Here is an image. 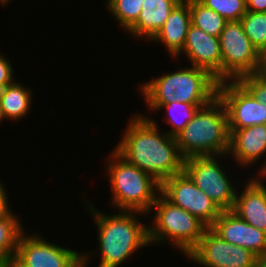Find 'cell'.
I'll use <instances>...</instances> for the list:
<instances>
[{
	"instance_id": "cell-1",
	"label": "cell",
	"mask_w": 266,
	"mask_h": 267,
	"mask_svg": "<svg viewBox=\"0 0 266 267\" xmlns=\"http://www.w3.org/2000/svg\"><path fill=\"white\" fill-rule=\"evenodd\" d=\"M131 115L114 149L160 184L184 172L185 158L180 153L176 137L161 130L155 118L140 112Z\"/></svg>"
},
{
	"instance_id": "cell-2",
	"label": "cell",
	"mask_w": 266,
	"mask_h": 267,
	"mask_svg": "<svg viewBox=\"0 0 266 267\" xmlns=\"http://www.w3.org/2000/svg\"><path fill=\"white\" fill-rule=\"evenodd\" d=\"M83 201L86 212L93 217L97 229L100 260L96 267H119L136 251L150 246L148 224L139 220L143 218L142 215L144 218L148 217L146 213L118 210L117 214H107L97 209L89 200Z\"/></svg>"
},
{
	"instance_id": "cell-3",
	"label": "cell",
	"mask_w": 266,
	"mask_h": 267,
	"mask_svg": "<svg viewBox=\"0 0 266 267\" xmlns=\"http://www.w3.org/2000/svg\"><path fill=\"white\" fill-rule=\"evenodd\" d=\"M218 83L203 68L179 66V69L163 72L137 87L148 112L155 113L161 105L168 103L209 104L217 97Z\"/></svg>"
},
{
	"instance_id": "cell-4",
	"label": "cell",
	"mask_w": 266,
	"mask_h": 267,
	"mask_svg": "<svg viewBox=\"0 0 266 267\" xmlns=\"http://www.w3.org/2000/svg\"><path fill=\"white\" fill-rule=\"evenodd\" d=\"M108 154L104 165L111 190V207L148 214L160 193V183L129 163L114 148Z\"/></svg>"
},
{
	"instance_id": "cell-5",
	"label": "cell",
	"mask_w": 266,
	"mask_h": 267,
	"mask_svg": "<svg viewBox=\"0 0 266 267\" xmlns=\"http://www.w3.org/2000/svg\"><path fill=\"white\" fill-rule=\"evenodd\" d=\"M229 136L227 110L217 96L197 110L176 140L180 153L186 159L192 156L227 155Z\"/></svg>"
},
{
	"instance_id": "cell-6",
	"label": "cell",
	"mask_w": 266,
	"mask_h": 267,
	"mask_svg": "<svg viewBox=\"0 0 266 267\" xmlns=\"http://www.w3.org/2000/svg\"><path fill=\"white\" fill-rule=\"evenodd\" d=\"M152 213L154 216L148 225L150 246H162L167 242V246L170 244L185 257L197 246L207 228L196 216L174 205L161 193L147 215Z\"/></svg>"
},
{
	"instance_id": "cell-7",
	"label": "cell",
	"mask_w": 266,
	"mask_h": 267,
	"mask_svg": "<svg viewBox=\"0 0 266 267\" xmlns=\"http://www.w3.org/2000/svg\"><path fill=\"white\" fill-rule=\"evenodd\" d=\"M225 157L228 155L192 156L184 160V172L222 211L233 209L241 185L231 181V173L224 169L222 159L230 160Z\"/></svg>"
},
{
	"instance_id": "cell-8",
	"label": "cell",
	"mask_w": 266,
	"mask_h": 267,
	"mask_svg": "<svg viewBox=\"0 0 266 267\" xmlns=\"http://www.w3.org/2000/svg\"><path fill=\"white\" fill-rule=\"evenodd\" d=\"M222 81H237L246 74L260 73V53L245 34L241 21H227L220 34Z\"/></svg>"
},
{
	"instance_id": "cell-9",
	"label": "cell",
	"mask_w": 266,
	"mask_h": 267,
	"mask_svg": "<svg viewBox=\"0 0 266 267\" xmlns=\"http://www.w3.org/2000/svg\"><path fill=\"white\" fill-rule=\"evenodd\" d=\"M60 245L25 230L8 267H70L82 256L81 251Z\"/></svg>"
},
{
	"instance_id": "cell-10",
	"label": "cell",
	"mask_w": 266,
	"mask_h": 267,
	"mask_svg": "<svg viewBox=\"0 0 266 267\" xmlns=\"http://www.w3.org/2000/svg\"><path fill=\"white\" fill-rule=\"evenodd\" d=\"M186 259L200 267H255L260 258L246 248L230 244L207 227Z\"/></svg>"
},
{
	"instance_id": "cell-11",
	"label": "cell",
	"mask_w": 266,
	"mask_h": 267,
	"mask_svg": "<svg viewBox=\"0 0 266 267\" xmlns=\"http://www.w3.org/2000/svg\"><path fill=\"white\" fill-rule=\"evenodd\" d=\"M160 193L174 205L196 216L207 227H210L222 212L185 172L164 180L160 184Z\"/></svg>"
},
{
	"instance_id": "cell-12",
	"label": "cell",
	"mask_w": 266,
	"mask_h": 267,
	"mask_svg": "<svg viewBox=\"0 0 266 267\" xmlns=\"http://www.w3.org/2000/svg\"><path fill=\"white\" fill-rule=\"evenodd\" d=\"M217 96L228 114V129L266 125V104L255 100L238 81L218 83Z\"/></svg>"
},
{
	"instance_id": "cell-13",
	"label": "cell",
	"mask_w": 266,
	"mask_h": 267,
	"mask_svg": "<svg viewBox=\"0 0 266 267\" xmlns=\"http://www.w3.org/2000/svg\"><path fill=\"white\" fill-rule=\"evenodd\" d=\"M229 133L227 155L231 160L233 158L235 164L244 170L249 169V167L254 169L252 166L260 162L256 176H266V125L229 129ZM264 157L265 160H263Z\"/></svg>"
},
{
	"instance_id": "cell-14",
	"label": "cell",
	"mask_w": 266,
	"mask_h": 267,
	"mask_svg": "<svg viewBox=\"0 0 266 267\" xmlns=\"http://www.w3.org/2000/svg\"><path fill=\"white\" fill-rule=\"evenodd\" d=\"M189 61L190 66L207 70L218 82H222V53L219 37H214L196 27L189 26L184 48L174 58L181 57Z\"/></svg>"
},
{
	"instance_id": "cell-15",
	"label": "cell",
	"mask_w": 266,
	"mask_h": 267,
	"mask_svg": "<svg viewBox=\"0 0 266 267\" xmlns=\"http://www.w3.org/2000/svg\"><path fill=\"white\" fill-rule=\"evenodd\" d=\"M210 228L230 244L246 248L259 258H266V232L251 226L232 210L222 211Z\"/></svg>"
},
{
	"instance_id": "cell-16",
	"label": "cell",
	"mask_w": 266,
	"mask_h": 267,
	"mask_svg": "<svg viewBox=\"0 0 266 267\" xmlns=\"http://www.w3.org/2000/svg\"><path fill=\"white\" fill-rule=\"evenodd\" d=\"M266 176L251 175L237 191L232 211L251 226L266 232Z\"/></svg>"
},
{
	"instance_id": "cell-17",
	"label": "cell",
	"mask_w": 266,
	"mask_h": 267,
	"mask_svg": "<svg viewBox=\"0 0 266 267\" xmlns=\"http://www.w3.org/2000/svg\"><path fill=\"white\" fill-rule=\"evenodd\" d=\"M190 24V0H181L171 11L162 29L151 40L152 44L164 45L170 58H175L184 48Z\"/></svg>"
},
{
	"instance_id": "cell-18",
	"label": "cell",
	"mask_w": 266,
	"mask_h": 267,
	"mask_svg": "<svg viewBox=\"0 0 266 267\" xmlns=\"http://www.w3.org/2000/svg\"><path fill=\"white\" fill-rule=\"evenodd\" d=\"M181 0H144L137 21L126 31L136 40L151 42Z\"/></svg>"
},
{
	"instance_id": "cell-19",
	"label": "cell",
	"mask_w": 266,
	"mask_h": 267,
	"mask_svg": "<svg viewBox=\"0 0 266 267\" xmlns=\"http://www.w3.org/2000/svg\"><path fill=\"white\" fill-rule=\"evenodd\" d=\"M33 91L16 79L12 84L0 90V104L4 119L18 122L27 118L32 108Z\"/></svg>"
},
{
	"instance_id": "cell-20",
	"label": "cell",
	"mask_w": 266,
	"mask_h": 267,
	"mask_svg": "<svg viewBox=\"0 0 266 267\" xmlns=\"http://www.w3.org/2000/svg\"><path fill=\"white\" fill-rule=\"evenodd\" d=\"M20 218V219H19ZM22 217L12 211L0 217V266H8L16 252L20 236L25 232Z\"/></svg>"
},
{
	"instance_id": "cell-21",
	"label": "cell",
	"mask_w": 266,
	"mask_h": 267,
	"mask_svg": "<svg viewBox=\"0 0 266 267\" xmlns=\"http://www.w3.org/2000/svg\"><path fill=\"white\" fill-rule=\"evenodd\" d=\"M207 104H189L182 102H174L161 105L155 113L160 112V109L166 111V118L163 119L172 128L165 132L173 137H176L185 128V126L193 119L194 114L201 107Z\"/></svg>"
},
{
	"instance_id": "cell-22",
	"label": "cell",
	"mask_w": 266,
	"mask_h": 267,
	"mask_svg": "<svg viewBox=\"0 0 266 267\" xmlns=\"http://www.w3.org/2000/svg\"><path fill=\"white\" fill-rule=\"evenodd\" d=\"M191 23L214 37H220L227 20L198 0H190Z\"/></svg>"
},
{
	"instance_id": "cell-23",
	"label": "cell",
	"mask_w": 266,
	"mask_h": 267,
	"mask_svg": "<svg viewBox=\"0 0 266 267\" xmlns=\"http://www.w3.org/2000/svg\"><path fill=\"white\" fill-rule=\"evenodd\" d=\"M144 0H106V10L126 31L137 21Z\"/></svg>"
},
{
	"instance_id": "cell-24",
	"label": "cell",
	"mask_w": 266,
	"mask_h": 267,
	"mask_svg": "<svg viewBox=\"0 0 266 267\" xmlns=\"http://www.w3.org/2000/svg\"><path fill=\"white\" fill-rule=\"evenodd\" d=\"M240 21L245 34L261 53L266 47V12L247 11Z\"/></svg>"
},
{
	"instance_id": "cell-25",
	"label": "cell",
	"mask_w": 266,
	"mask_h": 267,
	"mask_svg": "<svg viewBox=\"0 0 266 267\" xmlns=\"http://www.w3.org/2000/svg\"><path fill=\"white\" fill-rule=\"evenodd\" d=\"M227 21H239L247 12L245 0H198Z\"/></svg>"
},
{
	"instance_id": "cell-26",
	"label": "cell",
	"mask_w": 266,
	"mask_h": 267,
	"mask_svg": "<svg viewBox=\"0 0 266 267\" xmlns=\"http://www.w3.org/2000/svg\"><path fill=\"white\" fill-rule=\"evenodd\" d=\"M250 95L262 104H266V74H246L237 80Z\"/></svg>"
},
{
	"instance_id": "cell-27",
	"label": "cell",
	"mask_w": 266,
	"mask_h": 267,
	"mask_svg": "<svg viewBox=\"0 0 266 267\" xmlns=\"http://www.w3.org/2000/svg\"><path fill=\"white\" fill-rule=\"evenodd\" d=\"M4 55L5 54L2 55V52H0V90L16 80L14 76L15 69H13L14 67L11 60Z\"/></svg>"
},
{
	"instance_id": "cell-28",
	"label": "cell",
	"mask_w": 266,
	"mask_h": 267,
	"mask_svg": "<svg viewBox=\"0 0 266 267\" xmlns=\"http://www.w3.org/2000/svg\"><path fill=\"white\" fill-rule=\"evenodd\" d=\"M0 181V217L6 216L12 212V208L9 207V195L7 194L6 186ZM5 186V187H4ZM11 208V209H10Z\"/></svg>"
},
{
	"instance_id": "cell-29",
	"label": "cell",
	"mask_w": 266,
	"mask_h": 267,
	"mask_svg": "<svg viewBox=\"0 0 266 267\" xmlns=\"http://www.w3.org/2000/svg\"><path fill=\"white\" fill-rule=\"evenodd\" d=\"M247 11L266 12V0H245Z\"/></svg>"
},
{
	"instance_id": "cell-30",
	"label": "cell",
	"mask_w": 266,
	"mask_h": 267,
	"mask_svg": "<svg viewBox=\"0 0 266 267\" xmlns=\"http://www.w3.org/2000/svg\"><path fill=\"white\" fill-rule=\"evenodd\" d=\"M94 254H96L94 251L93 253L91 251L89 253L82 252V256L70 267H89Z\"/></svg>"
},
{
	"instance_id": "cell-31",
	"label": "cell",
	"mask_w": 266,
	"mask_h": 267,
	"mask_svg": "<svg viewBox=\"0 0 266 267\" xmlns=\"http://www.w3.org/2000/svg\"><path fill=\"white\" fill-rule=\"evenodd\" d=\"M260 59H261V68L260 72L263 74H266V47L264 50L260 53Z\"/></svg>"
},
{
	"instance_id": "cell-32",
	"label": "cell",
	"mask_w": 266,
	"mask_h": 267,
	"mask_svg": "<svg viewBox=\"0 0 266 267\" xmlns=\"http://www.w3.org/2000/svg\"><path fill=\"white\" fill-rule=\"evenodd\" d=\"M255 267H266V258H260Z\"/></svg>"
},
{
	"instance_id": "cell-33",
	"label": "cell",
	"mask_w": 266,
	"mask_h": 267,
	"mask_svg": "<svg viewBox=\"0 0 266 267\" xmlns=\"http://www.w3.org/2000/svg\"><path fill=\"white\" fill-rule=\"evenodd\" d=\"M12 0H0L1 7L10 4Z\"/></svg>"
},
{
	"instance_id": "cell-34",
	"label": "cell",
	"mask_w": 266,
	"mask_h": 267,
	"mask_svg": "<svg viewBox=\"0 0 266 267\" xmlns=\"http://www.w3.org/2000/svg\"><path fill=\"white\" fill-rule=\"evenodd\" d=\"M5 121V119H4V117H3V114H2V111H1V104H0V124L2 123V122H4ZM1 126V125H0Z\"/></svg>"
}]
</instances>
